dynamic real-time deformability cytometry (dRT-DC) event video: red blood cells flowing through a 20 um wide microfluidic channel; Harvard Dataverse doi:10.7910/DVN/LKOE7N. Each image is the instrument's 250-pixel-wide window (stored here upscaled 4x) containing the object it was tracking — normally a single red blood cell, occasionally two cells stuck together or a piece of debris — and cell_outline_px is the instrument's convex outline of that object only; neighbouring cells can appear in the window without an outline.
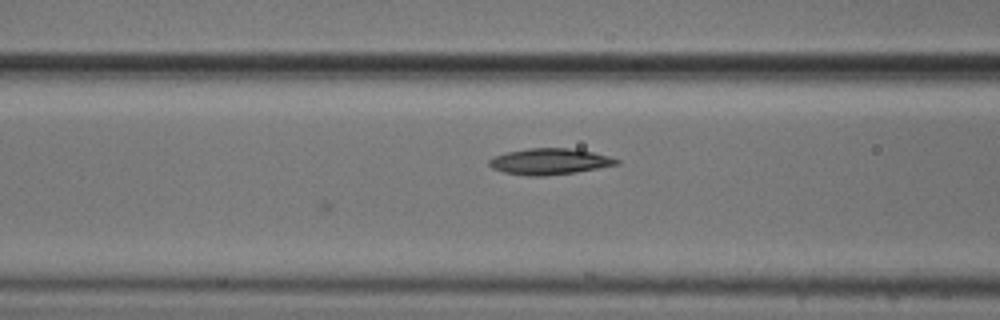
{"species": "common noctule bat (a hibernating species)", "species_latin": "Nyctalus noctula", "temperature_condition": "cold", "stored_images_in_passage": 17, "camera_frame_rate_fps": 3000, "um_per_image_px": 0.085, "animal": {"sex": "male", "body_mass_g": 20.5, "forearm_length_mm": 52.5}, "frame": {"image": 1, "passage_image": 17, "time_ms": 5.333, "image_size_px": [1000, 320], "cell_outline_px": [[620, 164], [576, 172], [544, 176], [528, 176], [504, 172], [492, 168], [488, 164], [488, 160], [492, 156], [508, 152], [528, 148], [568, 148], [592, 152], [608, 156], [620, 160]], "centroid_in_image_um": [46.69, 13.73], "position_along_channel_um": 119.9, "area_um2": 19.36}}